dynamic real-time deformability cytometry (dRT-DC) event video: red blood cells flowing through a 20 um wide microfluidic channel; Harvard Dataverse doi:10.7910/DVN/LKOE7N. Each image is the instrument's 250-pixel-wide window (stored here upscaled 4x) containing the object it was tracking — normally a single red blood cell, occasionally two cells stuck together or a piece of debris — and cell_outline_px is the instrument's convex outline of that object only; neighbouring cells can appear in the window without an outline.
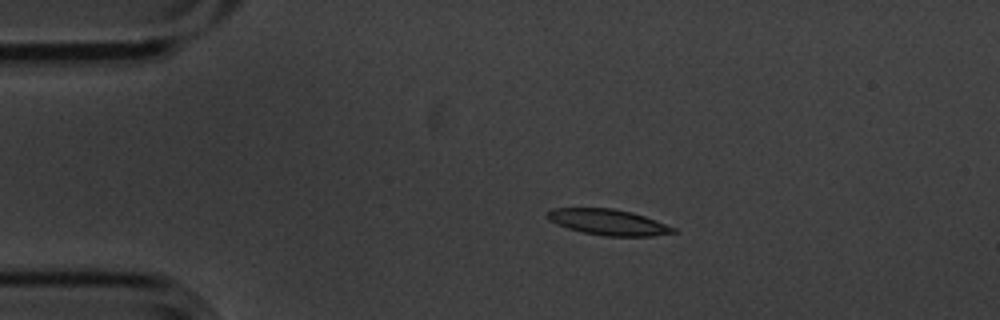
{"species": "common noctule bat (a hibernating species)", "species_latin": "Nyctalus noctula", "temperature_condition": "cold", "stored_images_in_passage": 6, "camera_frame_rate_fps": 3000, "um_per_image_px": 0.085, "animal": {"sex": "male", "body_mass_g": 20.1, "forearm_length_mm": 53.5}, "frame": {"image": 1, "passage_image": 2, "time_ms": 0.333, "image_size_px": [1000, 320], "cell_outline_px": [[676, 232], [652, 236], [604, 236], [584, 232], [568, 228], [556, 224], [548, 220], [548, 212], [552, 208], [612, 208], [632, 212], [644, 216], [676, 228]], "centroid_in_image_um": [51.69, 18.88], "position_along_channel_um": 33.3, "area_um2": 18.79}}
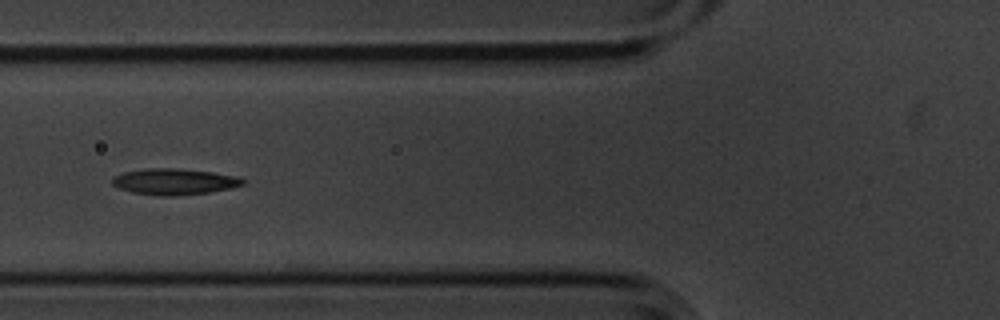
{"frame": {"image": 2, "passage_image": 5, "time_ms": 1.333, "image_size_px": [1000, 320], "cell_outline_px": [[248, 180], [244, 184], [232, 188], [208, 192], [172, 196], [160, 196], [132, 192], [120, 188], [112, 184], [112, 176], [124, 172], [144, 168], [176, 168], [212, 172], [236, 176]], "centroid_in_image_um": [14.82, 15.43], "position_along_channel_um": 111.0, "area_um2": 19.94}}
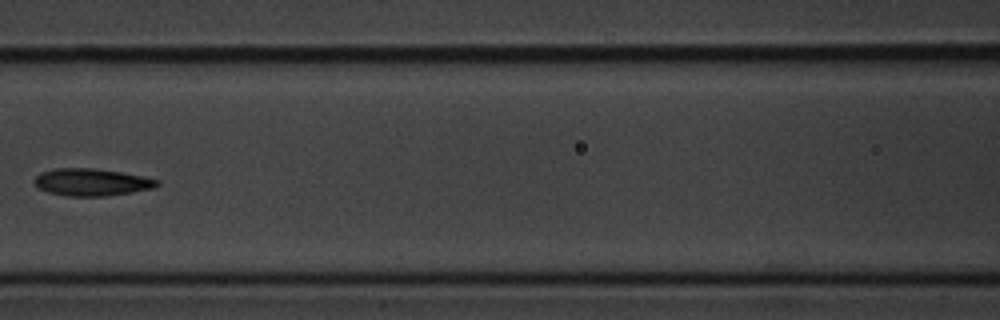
{"frame": {"image": 3, "passage_image": 6, "time_ms": 1.667, "image_size_px": [1000, 320], "cell_outline_px": [[160, 184], [152, 188], [132, 192], [108, 196], [68, 196], [48, 192], [36, 188], [32, 180], [40, 172], [52, 168], [92, 168], [120, 172], [144, 176], [160, 180]], "centroid_in_image_um": [7.74, 15.48], "position_along_channel_um": 158.9, "area_um2": 19.71}}